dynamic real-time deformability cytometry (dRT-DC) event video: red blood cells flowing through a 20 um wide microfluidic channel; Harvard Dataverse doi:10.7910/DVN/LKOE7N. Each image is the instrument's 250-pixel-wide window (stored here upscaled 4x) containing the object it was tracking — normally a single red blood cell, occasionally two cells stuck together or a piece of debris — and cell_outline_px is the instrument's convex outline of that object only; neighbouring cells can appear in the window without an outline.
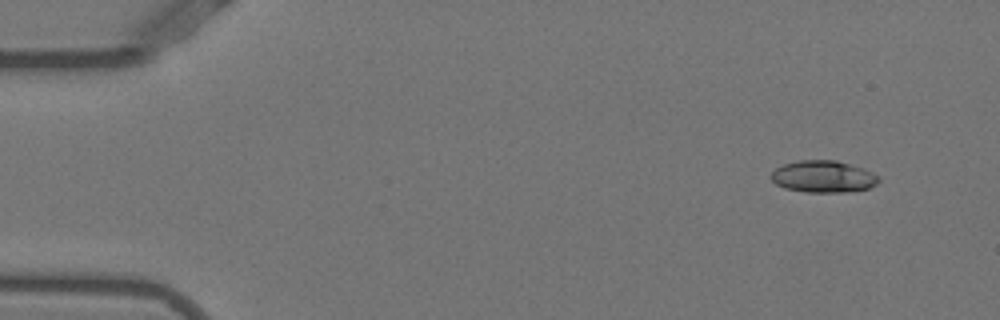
{"species": "Egyptian fruit bat (a non-hibernating species)", "species_latin": "Rousettus aegyptiacus", "temperature_condition": "warm", "stored_images_in_passage": 49, "camera_frame_rate_fps": 3000, "um_per_image_px": 0.085, "animal": {"sex": "female"}, "frame": {"image": 1, "passage_image": 1, "time_ms": 0.0, "image_size_px": [1000, 320], "cell_outline_px": [[880, 180], [876, 184], [868, 188], [844, 192], [808, 192], [784, 188], [776, 184], [768, 176], [776, 168], [784, 164], [800, 160], [836, 160], [864, 168], [880, 176]], "centroid_in_image_um": [69.98, 15.0], "position_along_channel_um": 15.0, "area_um2": 20.06}}
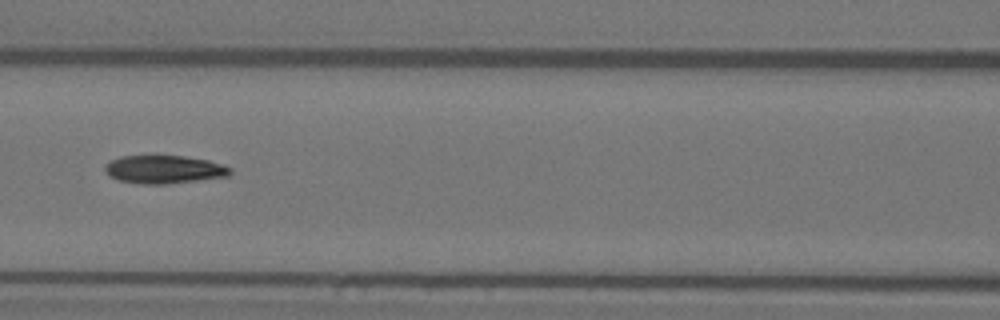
{"frame": {"image": 2, "passage_image": 20, "time_ms": 6.333, "image_size_px": [1000, 320], "cell_outline_px": [[232, 172], [228, 176], [168, 184], [140, 184], [120, 180], [108, 176], [104, 168], [104, 164], [120, 156], [152, 152], [184, 156], [208, 160], [232, 168]], "centroid_in_image_um": [13.89, 14.35], "position_along_channel_um": 152.7, "area_um2": 21.44}}
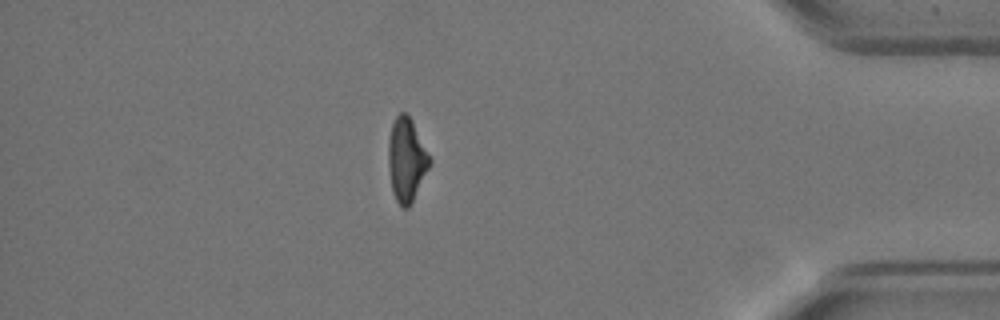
{"frame": {"image": 3, "passage_image": 42, "time_ms": 13.667, "image_size_px": [1000, 320], "cell_outline_px": [[432, 160], [408, 208], [400, 208], [392, 192], [388, 164], [388, 140], [392, 124], [396, 116], [400, 112], [404, 112], [412, 120]], "centroid_in_image_um": [34.53, 13.57], "position_along_channel_um": 400.7, "area_um2": 19.88}}